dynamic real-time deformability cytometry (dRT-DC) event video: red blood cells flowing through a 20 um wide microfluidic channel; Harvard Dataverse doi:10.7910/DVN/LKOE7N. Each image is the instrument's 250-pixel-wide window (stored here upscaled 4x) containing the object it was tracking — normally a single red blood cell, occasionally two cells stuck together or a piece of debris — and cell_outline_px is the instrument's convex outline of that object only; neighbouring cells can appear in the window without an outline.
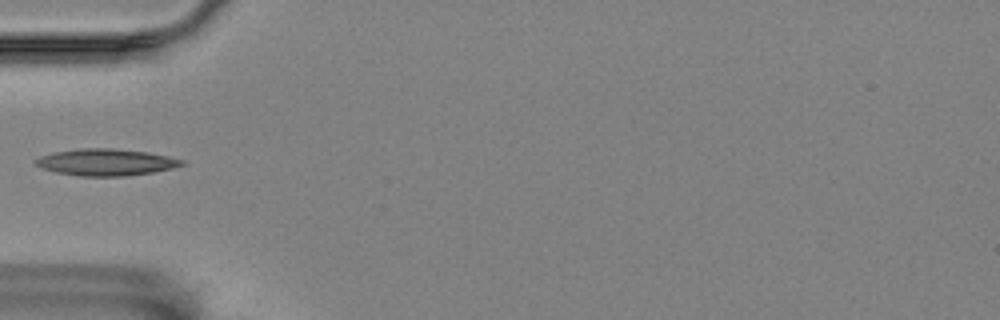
{"species": "Egyptian fruit bat (a non-hibernating species)", "species_latin": "Rousettus aegyptiacus", "temperature_condition": "room temperature", "stored_images_in_passage": 23, "camera_frame_rate_fps": 3000, "um_per_image_px": 0.085, "animal": {"sex": "female"}, "frame": {"image": 1, "passage_image": 1, "time_ms": 0.0, "image_size_px": [1000, 320], "cell_outline_px": [[184, 164], [172, 168], [152, 172], [124, 176], [80, 176], [56, 172], [40, 168], [32, 160], [40, 156], [56, 152], [80, 148], [112, 148], [148, 152], [184, 160]], "centroid_in_image_um": [8.96, 13.79], "position_along_channel_um": 76.0, "area_um2": 22.66}}
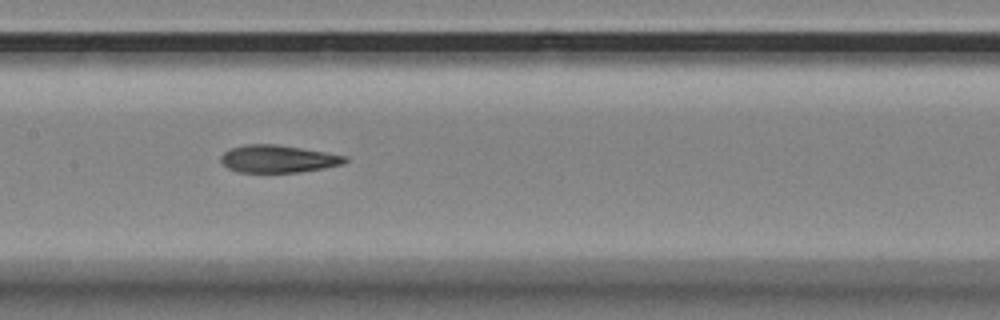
{"frame": {"image": 2, "passage_image": 10, "time_ms": 3.0, "image_size_px": [1000, 320], "cell_outline_px": [[348, 160], [344, 164], [324, 168], [300, 172], [240, 172], [228, 168], [220, 160], [220, 156], [224, 152], [232, 148], [248, 144], [272, 144], [300, 148], [348, 156]], "centroid_in_image_um": [23.65, 13.51], "position_along_channel_um": 183.7, "area_um2": 19.71}}
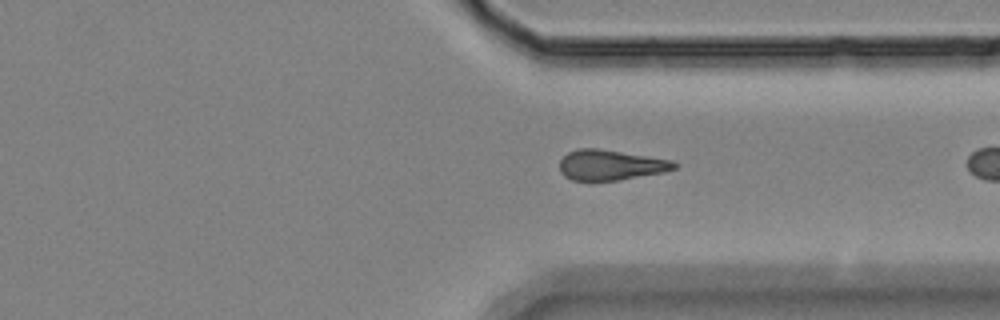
{"frame": {"image": 3, "passage_image": 22, "time_ms": 7.0, "image_size_px": [1000, 320], "cell_outline_px": [[680, 164], [676, 168], [664, 172], [616, 180], [572, 180], [564, 176], [560, 172], [560, 160], [568, 152], [580, 148], [596, 148], [672, 160]], "centroid_in_image_um": [51.9, 14.02], "position_along_channel_um": 359.5, "area_um2": 20.06}}